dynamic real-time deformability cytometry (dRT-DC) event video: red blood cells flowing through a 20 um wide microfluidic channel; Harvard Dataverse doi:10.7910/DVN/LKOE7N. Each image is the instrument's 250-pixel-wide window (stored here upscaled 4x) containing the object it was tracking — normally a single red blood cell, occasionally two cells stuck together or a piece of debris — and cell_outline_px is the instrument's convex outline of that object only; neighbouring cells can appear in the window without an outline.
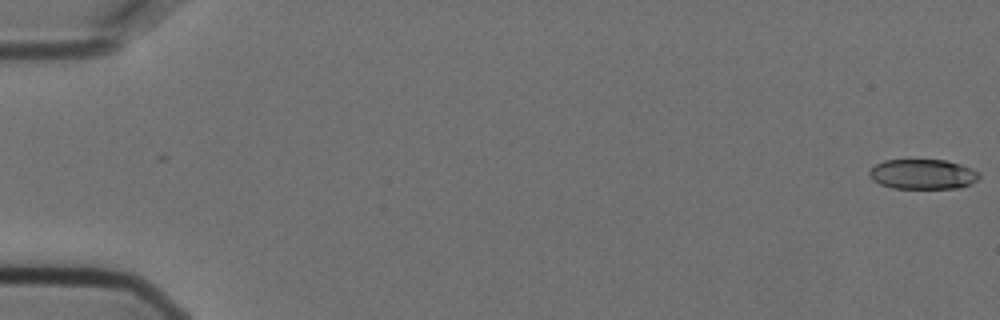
{"species": "Egyptian fruit bat (a non-hibernating species)", "species_latin": "Rousettus aegyptiacus", "temperature_condition": "cold", "stored_images_in_passage": 6, "camera_frame_rate_fps": 3000, "um_per_image_px": 0.085, "animal": {"sex": "female"}, "frame": {"image": 1, "passage_image": 1, "time_ms": 0.0, "image_size_px": [1000, 320], "cell_outline_px": [[980, 176], [972, 184], [960, 188], [892, 188], [880, 184], [872, 180], [868, 176], [868, 172], [876, 164], [884, 160], [944, 160], [960, 164], [980, 172]], "centroid_in_image_um": [78.43, 14.81], "position_along_channel_um": 6.6, "area_um2": 19.25}}
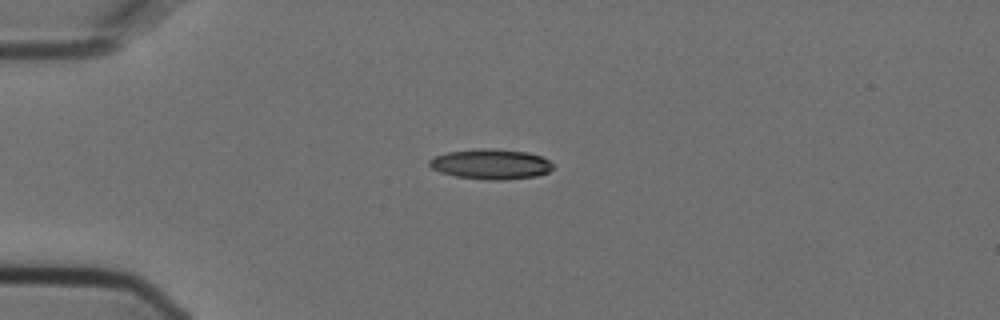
{"frame": {"image": 2, "passage_image": 5, "time_ms": 1.333, "image_size_px": [1000, 320], "cell_outline_px": [[552, 168], [548, 172], [536, 176], [504, 180], [488, 180], [456, 176], [440, 172], [432, 168], [428, 164], [428, 160], [436, 156], [448, 152], [480, 148], [492, 148], [528, 152], [540, 156], [548, 160], [552, 164]], "centroid_in_image_um": [41.71, 13.95], "position_along_channel_um": 43.3, "area_um2": 21.68}}